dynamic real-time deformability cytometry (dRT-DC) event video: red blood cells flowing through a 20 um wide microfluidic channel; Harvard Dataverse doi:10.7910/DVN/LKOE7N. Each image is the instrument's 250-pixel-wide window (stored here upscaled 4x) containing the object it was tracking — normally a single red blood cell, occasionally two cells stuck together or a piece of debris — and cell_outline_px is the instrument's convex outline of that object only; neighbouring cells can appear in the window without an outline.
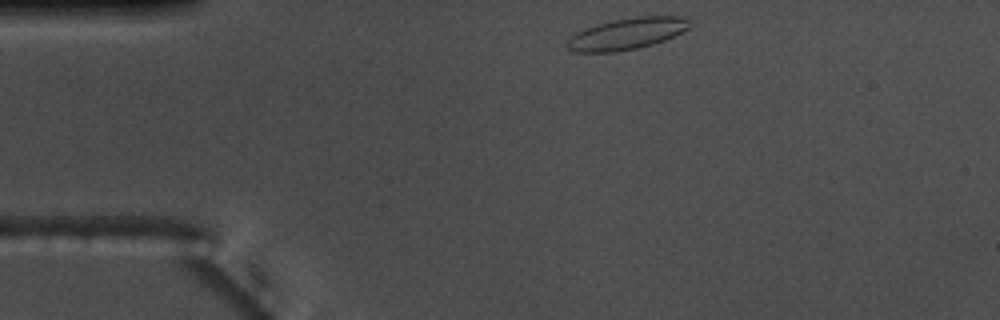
{"species": "common noctule bat (a hibernating species)", "species_latin": "Nyctalus noctula", "temperature_condition": "warm", "stored_images_in_passage": 36, "camera_frame_rate_fps": 3000, "um_per_image_px": 0.085, "animal": {"sex": "male", "body_mass_g": 17.5, "forearm_length_mm": 52.3}, "frame": {"image": 1, "passage_image": 1, "time_ms": 0.0, "image_size_px": [1000, 320], "cell_outline_px": [[696, 24], [664, 40], [652, 44], [636, 48], [616, 52], [576, 52], [568, 48], [564, 44], [576, 32], [596, 24], [612, 20], [636, 16], [692, 16]], "centroid_in_image_um": [53.37, 2.84], "position_along_channel_um": 31.6, "area_um2": 22.77}}
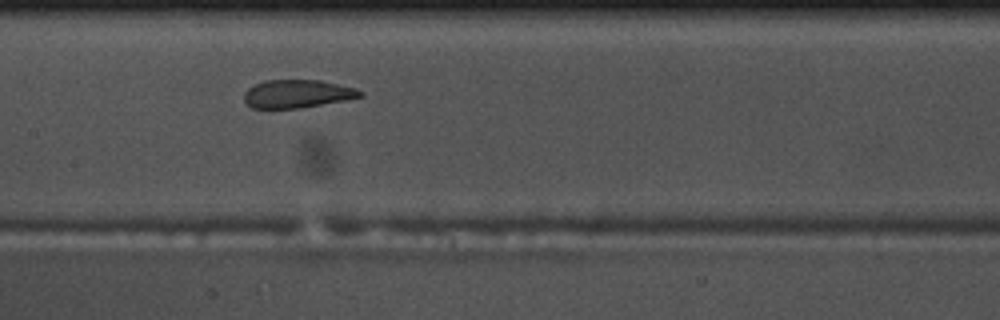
{"frame": {"image": 2, "passage_image": 17, "time_ms": 5.333, "image_size_px": [1000, 320], "cell_outline_px": [[364, 96], [344, 100], [300, 108], [252, 108], [244, 104], [244, 92], [248, 88], [264, 80], [320, 80], [356, 88], [364, 92]], "centroid_in_image_um": [25.25, 7.97], "position_along_channel_um": 182.2, "area_um2": 19.07}}
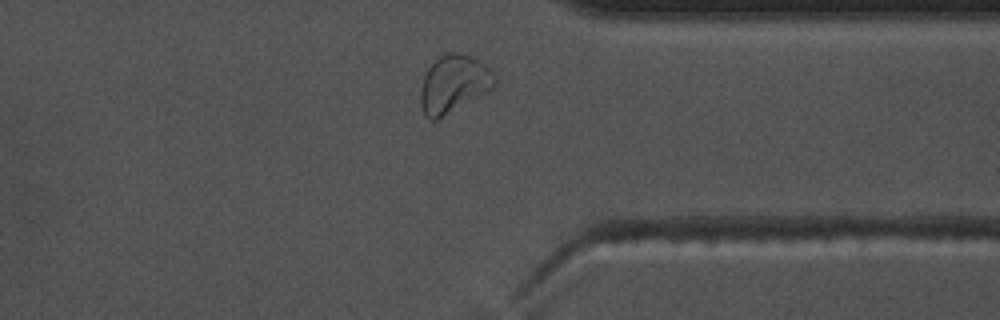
{"frame": {"image": 3, "passage_image": 33, "time_ms": 10.667, "image_size_px": [1000, 320], "cell_outline_px": [[496, 84], [492, 88], [436, 120], [432, 120], [424, 116], [420, 104], [420, 88], [424, 76], [428, 68], [444, 52], [460, 52], [484, 64], [488, 68], [496, 80]], "centroid_in_image_um": [38.51, 7.13], "position_along_channel_um": 372.9, "area_um2": 24.39}, "authors_computed_cell_mechanics": {"area_um2": 20.6924, "velocity_mm_per_s": 3.6495, "shape_relaxation_time_tau1_ms": 4.8608, "shape_relaxation_time_tau2_ms": 0.8273, "deformation_change_tau1": 0.151, "deformation_change_tau2": 0.0824}}